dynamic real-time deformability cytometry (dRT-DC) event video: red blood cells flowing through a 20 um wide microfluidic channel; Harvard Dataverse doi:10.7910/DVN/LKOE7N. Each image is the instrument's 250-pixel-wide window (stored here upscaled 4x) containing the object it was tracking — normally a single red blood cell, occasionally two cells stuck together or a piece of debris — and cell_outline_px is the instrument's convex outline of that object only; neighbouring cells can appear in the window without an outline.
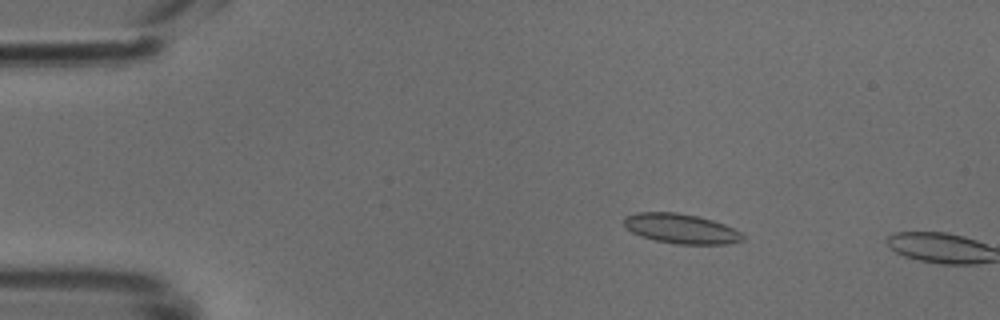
{"species": "common noctule bat (a hibernating species)", "species_latin": "Nyctalus noctula", "temperature_condition": "cold", "stored_images_in_passage": 10, "camera_frame_rate_fps": 3000, "um_per_image_px": 0.085, "animal": {"sex": "male", "body_mass_g": 18.8}, "frame": {"image": 1, "passage_image": 9, "time_ms": 2.667, "image_size_px": [1000, 320], "cell_outline_px": [[744, 240], [728, 244], [676, 244], [656, 240], [640, 236], [632, 232], [624, 224], [624, 216], [636, 212], [676, 212], [696, 216], [712, 220], [724, 224], [740, 232], [744, 236]], "centroid_in_image_um": [57.88, 19.43], "position_along_channel_um": 27.1, "area_um2": 20.52}}